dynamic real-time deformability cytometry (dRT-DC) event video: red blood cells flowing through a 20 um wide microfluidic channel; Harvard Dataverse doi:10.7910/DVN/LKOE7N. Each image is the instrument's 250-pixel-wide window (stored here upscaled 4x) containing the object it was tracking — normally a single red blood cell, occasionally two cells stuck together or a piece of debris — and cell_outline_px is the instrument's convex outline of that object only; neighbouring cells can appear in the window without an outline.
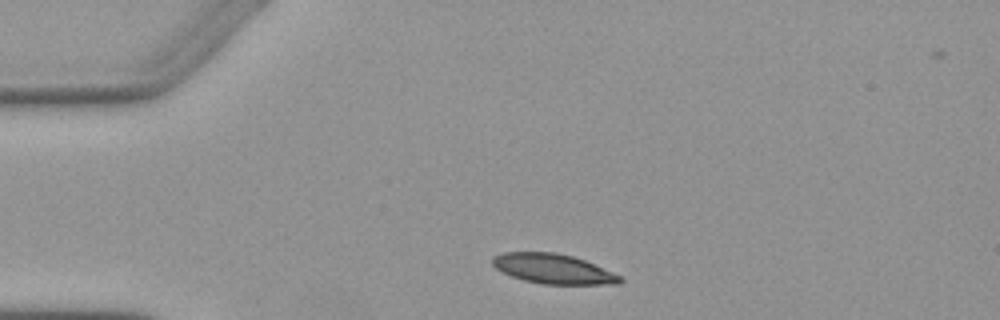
{"species": "Egyptian fruit bat (a non-hibernating species)", "species_latin": "Rousettus aegyptiacus", "temperature_condition": "warm", "stored_images_in_passage": 2, "camera_frame_rate_fps": 3000, "um_per_image_px": 0.085, "animal": {"sex": "female"}, "frame": {"image": 1, "passage_image": 1, "time_ms": 0.0, "image_size_px": [1000, 320], "cell_outline_px": [[624, 280], [620, 284], [544, 284], [524, 280], [512, 276], [496, 268], [492, 264], [492, 256], [504, 252], [556, 252], [572, 256], [584, 260], [612, 272], [620, 276]], "centroid_in_image_um": [47.01, 22.84], "position_along_channel_um": 38.0, "area_um2": 21.96}}